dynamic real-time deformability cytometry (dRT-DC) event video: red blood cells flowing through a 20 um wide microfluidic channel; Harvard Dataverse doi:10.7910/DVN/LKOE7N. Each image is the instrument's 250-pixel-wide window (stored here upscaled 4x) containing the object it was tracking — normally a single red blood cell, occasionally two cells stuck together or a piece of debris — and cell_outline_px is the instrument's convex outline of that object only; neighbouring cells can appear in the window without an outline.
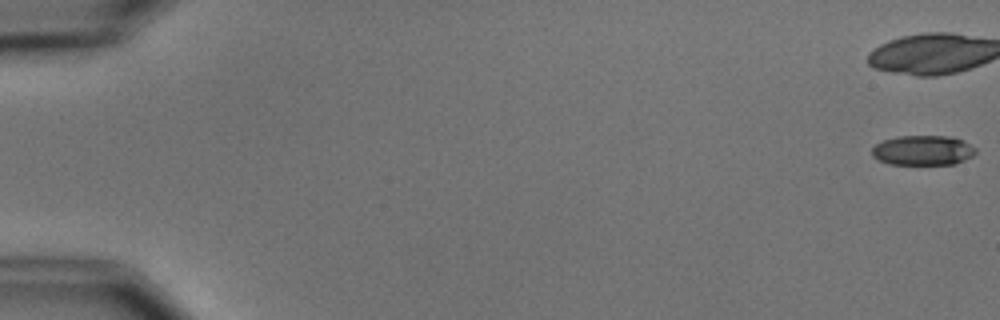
{"species": "common noctule bat (a hibernating species)", "species_latin": "Nyctalus noctula", "temperature_condition": "cold", "stored_images_in_passage": 3, "camera_frame_rate_fps": 3000, "um_per_image_px": 0.085, "animal": {"sex": "male", "body_mass_g": 15.6}, "frame": {"image": 1, "passage_image": 1, "time_ms": 0.0, "image_size_px": [1000, 320], "cell_outline_px": [[976, 152], [972, 156], [956, 164], [888, 164], [872, 156], [872, 148], [876, 144], [884, 140], [900, 136], [948, 136], [964, 140], [976, 148]], "centroid_in_image_um": [78.47, 12.78], "position_along_channel_um": 6.5, "area_um2": 18.03}}